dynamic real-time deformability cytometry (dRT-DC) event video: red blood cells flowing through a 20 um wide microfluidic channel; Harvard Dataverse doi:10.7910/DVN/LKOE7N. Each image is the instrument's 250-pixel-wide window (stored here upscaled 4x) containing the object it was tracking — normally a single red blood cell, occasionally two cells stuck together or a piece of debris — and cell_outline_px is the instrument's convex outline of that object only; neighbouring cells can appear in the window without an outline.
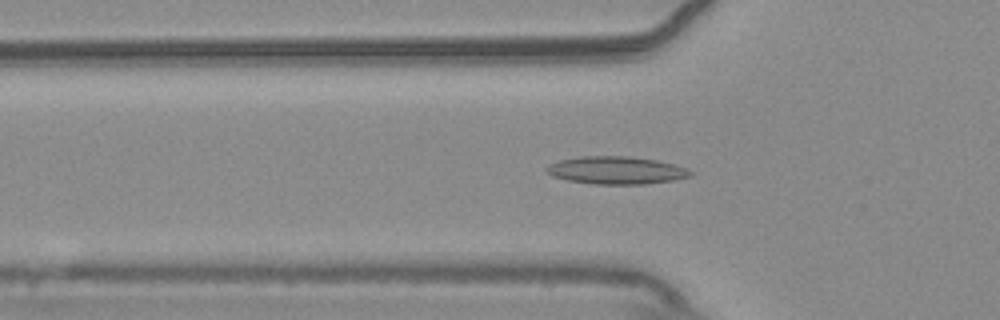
{"species": "common noctule bat (a hibernating species)", "species_latin": "Nyctalus noctula", "temperature_condition": "warm", "stored_images_in_passage": 54, "camera_frame_rate_fps": 3000, "um_per_image_px": 0.085, "animal": {"sex": "male", "body_mass_g": 20.4}, "frame": {"image": 1, "passage_image": 18, "time_ms": 5.667, "image_size_px": [1000, 320], "cell_outline_px": [[692, 176], [676, 180], [648, 184], [592, 184], [568, 180], [552, 176], [544, 172], [544, 168], [548, 164], [560, 160], [580, 156], [628, 156], [656, 160], [688, 168], [692, 172]], "centroid_in_image_um": [52.36, 14.48], "position_along_channel_um": 73.4, "area_um2": 23.47}}
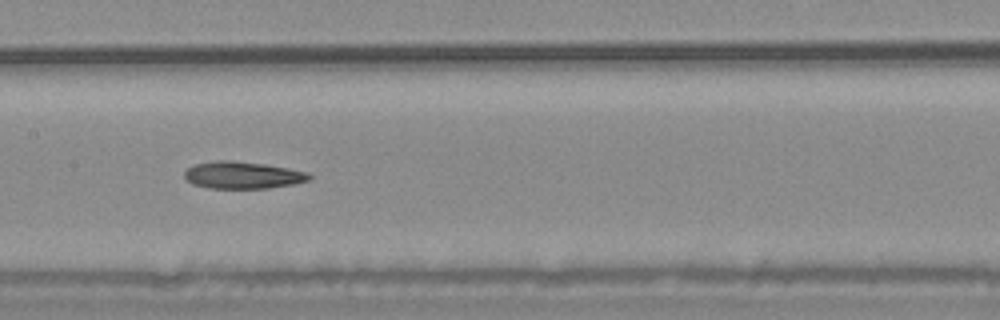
{"frame": {"image": 2, "passage_image": 27, "time_ms": 8.667, "image_size_px": [1000, 320], "cell_outline_px": [[312, 180], [296, 184], [268, 188], [208, 188], [192, 184], [184, 176], [184, 172], [188, 168], [196, 164], [216, 160], [232, 160], [264, 164], [288, 168], [308, 172], [312, 176]], "centroid_in_image_um": [20.67, 14.89], "position_along_channel_um": 186.7, "area_um2": 19.83}}
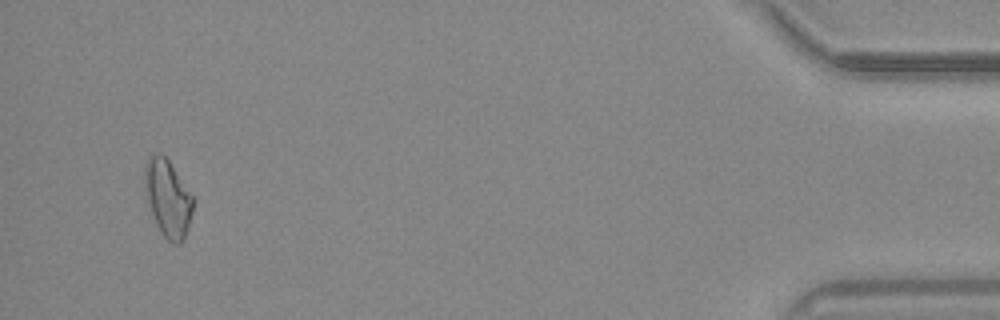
{"frame": {"image": 3, "passage_image": 52, "time_ms": 17.0, "image_size_px": [1000, 320], "cell_outline_px": [[192, 212], [184, 236], [180, 244], [176, 244], [168, 240], [160, 232], [156, 224], [148, 200], [144, 180], [144, 164], [148, 156], [160, 152], [168, 160], [192, 196]], "centroid_in_image_um": [14.23, 16.82], "position_along_channel_um": 421.0, "area_um2": 21.04}, "authors_computed_cell_mechanics": {"area_um2": 20.3745, "velocity_mm_per_s": 3.7457, "shape_relaxation_time_tau1_ms": null, "shape_relaxation_time_tau2_ms": 8.1033, "deformation_change_tau1": null, "deformation_change_tau2": 0.1966}}